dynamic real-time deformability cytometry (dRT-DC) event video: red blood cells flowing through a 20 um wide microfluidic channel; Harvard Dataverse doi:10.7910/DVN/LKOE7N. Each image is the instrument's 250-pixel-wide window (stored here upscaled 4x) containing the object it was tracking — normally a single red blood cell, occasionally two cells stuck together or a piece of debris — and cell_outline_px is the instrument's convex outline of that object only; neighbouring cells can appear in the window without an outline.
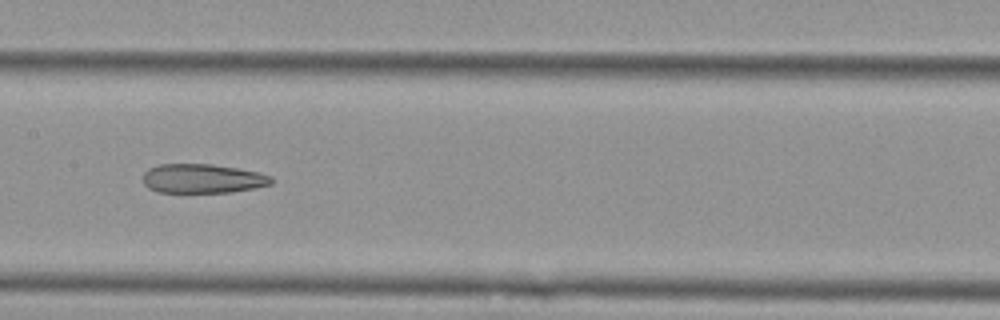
{"species": "Egyptian fruit bat (a non-hibernating species)", "species_latin": "Rousettus aegyptiacus", "temperature_condition": "cold", "stored_images_in_passage": 7, "camera_frame_rate_fps": 3000, "um_per_image_px": 0.085, "animal": {"sex": "female"}, "frame": {"image": 1, "passage_image": 6, "time_ms": 1.667, "image_size_px": [1000, 320], "cell_outline_px": [[272, 184], [256, 188], [232, 192], [160, 192], [148, 188], [144, 184], [144, 172], [148, 168], [156, 164], [212, 164], [260, 172], [272, 176]], "centroid_in_image_um": [17.23, 15.17], "position_along_channel_um": 190.2, "area_um2": 21.96}}
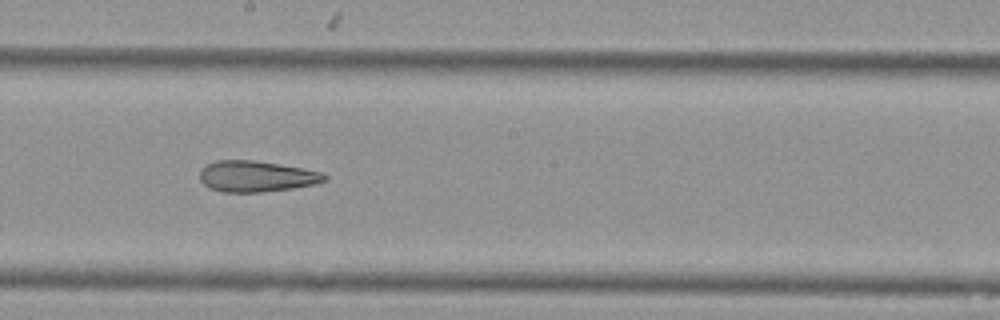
{"frame": {"image": 2, "passage_image": 7, "time_ms": 2.0, "image_size_px": [1000, 320], "cell_outline_px": [[328, 180], [316, 184], [292, 188], [260, 192], [224, 192], [212, 188], [204, 184], [200, 180], [200, 172], [208, 164], [216, 160], [252, 160], [324, 172], [328, 176]], "centroid_in_image_um": [21.83, 14.99], "position_along_channel_um": 226.4, "area_um2": 22.31}}